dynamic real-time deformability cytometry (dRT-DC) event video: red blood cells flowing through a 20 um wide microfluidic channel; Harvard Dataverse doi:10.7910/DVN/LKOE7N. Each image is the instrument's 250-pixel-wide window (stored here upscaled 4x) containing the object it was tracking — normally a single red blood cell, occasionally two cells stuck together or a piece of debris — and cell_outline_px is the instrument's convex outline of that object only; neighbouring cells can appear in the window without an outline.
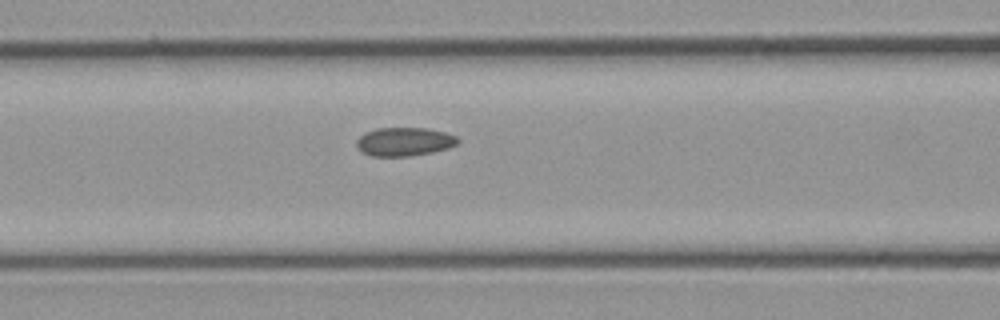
{"species": "common noctule bat (a hibernating species)", "species_latin": "Nyctalus noctula", "temperature_condition": "cold", "stored_images_in_passage": 7, "camera_frame_rate_fps": 3000, "um_per_image_px": 0.085, "animal": {"sex": "male", "body_mass_g": 23.1, "forearm_length_mm": 52.7}, "frame": {"image": 1, "passage_image": 7, "time_ms": 7.333, "image_size_px": [1000, 320], "cell_outline_px": [[460, 140], [456, 144], [448, 148], [432, 152], [408, 156], [372, 156], [364, 152], [356, 144], [356, 140], [364, 132], [376, 128], [428, 128], [444, 132], [456, 136]], "centroid_in_image_um": [34.37, 12.03], "position_along_channel_um": 132.2, "area_um2": 16.76}}